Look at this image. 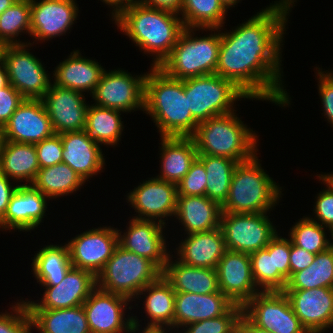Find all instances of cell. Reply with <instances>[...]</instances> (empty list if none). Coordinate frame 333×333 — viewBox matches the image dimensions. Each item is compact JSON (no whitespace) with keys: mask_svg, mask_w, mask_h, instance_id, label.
Masks as SVG:
<instances>
[{"mask_svg":"<svg viewBox=\"0 0 333 333\" xmlns=\"http://www.w3.org/2000/svg\"><path fill=\"white\" fill-rule=\"evenodd\" d=\"M34 145L40 168L62 163L63 145L60 134H54Z\"/></svg>","mask_w":333,"mask_h":333,"instance_id":"bcb514c9","label":"cell"},{"mask_svg":"<svg viewBox=\"0 0 333 333\" xmlns=\"http://www.w3.org/2000/svg\"><path fill=\"white\" fill-rule=\"evenodd\" d=\"M216 270L219 290L236 305L243 307L261 292L252 277L250 254L226 250Z\"/></svg>","mask_w":333,"mask_h":333,"instance_id":"7402d4cb","label":"cell"},{"mask_svg":"<svg viewBox=\"0 0 333 333\" xmlns=\"http://www.w3.org/2000/svg\"><path fill=\"white\" fill-rule=\"evenodd\" d=\"M39 333H91L83 305L63 309H28Z\"/></svg>","mask_w":333,"mask_h":333,"instance_id":"d6a6232c","label":"cell"},{"mask_svg":"<svg viewBox=\"0 0 333 333\" xmlns=\"http://www.w3.org/2000/svg\"><path fill=\"white\" fill-rule=\"evenodd\" d=\"M197 158L207 173L206 197L222 206L229 195L232 175L238 162L214 155H198Z\"/></svg>","mask_w":333,"mask_h":333,"instance_id":"8d00e7d4","label":"cell"},{"mask_svg":"<svg viewBox=\"0 0 333 333\" xmlns=\"http://www.w3.org/2000/svg\"><path fill=\"white\" fill-rule=\"evenodd\" d=\"M326 229L305 215L290 228L288 236L294 245L316 255L330 248Z\"/></svg>","mask_w":333,"mask_h":333,"instance_id":"b9f144b4","label":"cell"},{"mask_svg":"<svg viewBox=\"0 0 333 333\" xmlns=\"http://www.w3.org/2000/svg\"><path fill=\"white\" fill-rule=\"evenodd\" d=\"M188 108L199 124L234 110L236 101L250 98L233 81L217 74L184 79ZM235 104V105H234ZM234 107V108H233Z\"/></svg>","mask_w":333,"mask_h":333,"instance_id":"ba28073f","label":"cell"},{"mask_svg":"<svg viewBox=\"0 0 333 333\" xmlns=\"http://www.w3.org/2000/svg\"><path fill=\"white\" fill-rule=\"evenodd\" d=\"M129 227L123 232L117 229L118 245L152 261L161 271L171 254L163 234L165 225L153 220L131 218Z\"/></svg>","mask_w":333,"mask_h":333,"instance_id":"ac0fdd59","label":"cell"},{"mask_svg":"<svg viewBox=\"0 0 333 333\" xmlns=\"http://www.w3.org/2000/svg\"><path fill=\"white\" fill-rule=\"evenodd\" d=\"M243 314L256 326L272 333H308L283 291L254 295L243 306Z\"/></svg>","mask_w":333,"mask_h":333,"instance_id":"4fadbf2b","label":"cell"},{"mask_svg":"<svg viewBox=\"0 0 333 333\" xmlns=\"http://www.w3.org/2000/svg\"><path fill=\"white\" fill-rule=\"evenodd\" d=\"M72 267L85 269L97 276L118 246L117 228L86 230L67 242Z\"/></svg>","mask_w":333,"mask_h":333,"instance_id":"5bb4252c","label":"cell"},{"mask_svg":"<svg viewBox=\"0 0 333 333\" xmlns=\"http://www.w3.org/2000/svg\"><path fill=\"white\" fill-rule=\"evenodd\" d=\"M17 0H0V15L12 6Z\"/></svg>","mask_w":333,"mask_h":333,"instance_id":"91938a15","label":"cell"},{"mask_svg":"<svg viewBox=\"0 0 333 333\" xmlns=\"http://www.w3.org/2000/svg\"><path fill=\"white\" fill-rule=\"evenodd\" d=\"M221 206L206 196H177L175 213L187 234L220 227Z\"/></svg>","mask_w":333,"mask_h":333,"instance_id":"4dcf8cb0","label":"cell"},{"mask_svg":"<svg viewBox=\"0 0 333 333\" xmlns=\"http://www.w3.org/2000/svg\"><path fill=\"white\" fill-rule=\"evenodd\" d=\"M295 315L308 333L333 327V288L284 289Z\"/></svg>","mask_w":333,"mask_h":333,"instance_id":"e0dca14e","label":"cell"},{"mask_svg":"<svg viewBox=\"0 0 333 333\" xmlns=\"http://www.w3.org/2000/svg\"><path fill=\"white\" fill-rule=\"evenodd\" d=\"M60 135L63 145L62 163L69 165L85 182L105 169L101 145L90 140L85 130Z\"/></svg>","mask_w":333,"mask_h":333,"instance_id":"d4e9b609","label":"cell"},{"mask_svg":"<svg viewBox=\"0 0 333 333\" xmlns=\"http://www.w3.org/2000/svg\"><path fill=\"white\" fill-rule=\"evenodd\" d=\"M139 3L179 14L183 0H138Z\"/></svg>","mask_w":333,"mask_h":333,"instance_id":"db71d44e","label":"cell"},{"mask_svg":"<svg viewBox=\"0 0 333 333\" xmlns=\"http://www.w3.org/2000/svg\"><path fill=\"white\" fill-rule=\"evenodd\" d=\"M175 293L162 275L139 292L133 301L140 300L143 298L140 295H144L143 308L148 315L146 318H150L143 329L173 330Z\"/></svg>","mask_w":333,"mask_h":333,"instance_id":"f546056e","label":"cell"},{"mask_svg":"<svg viewBox=\"0 0 333 333\" xmlns=\"http://www.w3.org/2000/svg\"><path fill=\"white\" fill-rule=\"evenodd\" d=\"M227 9H229L230 7H235V5L238 4V2H240V0H220Z\"/></svg>","mask_w":333,"mask_h":333,"instance_id":"94428289","label":"cell"},{"mask_svg":"<svg viewBox=\"0 0 333 333\" xmlns=\"http://www.w3.org/2000/svg\"><path fill=\"white\" fill-rule=\"evenodd\" d=\"M122 111L89 105L86 114L85 132L88 138L99 145L116 146L124 129Z\"/></svg>","mask_w":333,"mask_h":333,"instance_id":"e575fe53","label":"cell"},{"mask_svg":"<svg viewBox=\"0 0 333 333\" xmlns=\"http://www.w3.org/2000/svg\"><path fill=\"white\" fill-rule=\"evenodd\" d=\"M54 134L42 100L25 99L0 130V141L36 144Z\"/></svg>","mask_w":333,"mask_h":333,"instance_id":"2e32d148","label":"cell"},{"mask_svg":"<svg viewBox=\"0 0 333 333\" xmlns=\"http://www.w3.org/2000/svg\"><path fill=\"white\" fill-rule=\"evenodd\" d=\"M178 15L137 2L121 11L112 21L144 54L153 56L152 66L159 67L170 55L184 29Z\"/></svg>","mask_w":333,"mask_h":333,"instance_id":"7a4b0ae2","label":"cell"},{"mask_svg":"<svg viewBox=\"0 0 333 333\" xmlns=\"http://www.w3.org/2000/svg\"><path fill=\"white\" fill-rule=\"evenodd\" d=\"M25 98L11 85L0 89V130Z\"/></svg>","mask_w":333,"mask_h":333,"instance_id":"c3c4849f","label":"cell"},{"mask_svg":"<svg viewBox=\"0 0 333 333\" xmlns=\"http://www.w3.org/2000/svg\"><path fill=\"white\" fill-rule=\"evenodd\" d=\"M317 178L327 187L316 195L315 205H313L314 219L307 217L330 230L333 227V190L319 176Z\"/></svg>","mask_w":333,"mask_h":333,"instance_id":"7dc6e473","label":"cell"},{"mask_svg":"<svg viewBox=\"0 0 333 333\" xmlns=\"http://www.w3.org/2000/svg\"><path fill=\"white\" fill-rule=\"evenodd\" d=\"M242 314L243 307L234 304L224 315L188 324L181 333H234Z\"/></svg>","mask_w":333,"mask_h":333,"instance_id":"7bdbcfd3","label":"cell"},{"mask_svg":"<svg viewBox=\"0 0 333 333\" xmlns=\"http://www.w3.org/2000/svg\"><path fill=\"white\" fill-rule=\"evenodd\" d=\"M105 70L95 59L85 58L79 50H73L68 58L55 67L51 79L54 77L52 83L57 86L91 95Z\"/></svg>","mask_w":333,"mask_h":333,"instance_id":"4316f807","label":"cell"},{"mask_svg":"<svg viewBox=\"0 0 333 333\" xmlns=\"http://www.w3.org/2000/svg\"><path fill=\"white\" fill-rule=\"evenodd\" d=\"M316 70L318 71L315 73L319 80L318 93L323 104V113L326 116L328 123L333 127V82L324 75L322 69L316 67Z\"/></svg>","mask_w":333,"mask_h":333,"instance_id":"681fc988","label":"cell"},{"mask_svg":"<svg viewBox=\"0 0 333 333\" xmlns=\"http://www.w3.org/2000/svg\"><path fill=\"white\" fill-rule=\"evenodd\" d=\"M10 181L12 180L0 172V219L4 216L11 196L19 186L18 184ZM12 183H14V186Z\"/></svg>","mask_w":333,"mask_h":333,"instance_id":"f5cc1de1","label":"cell"},{"mask_svg":"<svg viewBox=\"0 0 333 333\" xmlns=\"http://www.w3.org/2000/svg\"><path fill=\"white\" fill-rule=\"evenodd\" d=\"M132 190L126 198L138 214L132 218L153 220L166 226V218L175 216L178 196L176 184L152 177L143 180Z\"/></svg>","mask_w":333,"mask_h":333,"instance_id":"9a60e30c","label":"cell"},{"mask_svg":"<svg viewBox=\"0 0 333 333\" xmlns=\"http://www.w3.org/2000/svg\"><path fill=\"white\" fill-rule=\"evenodd\" d=\"M47 200L50 199L32 185H19L0 219V229H18L23 232L34 230L44 221Z\"/></svg>","mask_w":333,"mask_h":333,"instance_id":"603a6c76","label":"cell"},{"mask_svg":"<svg viewBox=\"0 0 333 333\" xmlns=\"http://www.w3.org/2000/svg\"><path fill=\"white\" fill-rule=\"evenodd\" d=\"M3 46L0 44V61H1V52H2Z\"/></svg>","mask_w":333,"mask_h":333,"instance_id":"03108f58","label":"cell"},{"mask_svg":"<svg viewBox=\"0 0 333 333\" xmlns=\"http://www.w3.org/2000/svg\"><path fill=\"white\" fill-rule=\"evenodd\" d=\"M333 190V172L318 175Z\"/></svg>","mask_w":333,"mask_h":333,"instance_id":"680465c9","label":"cell"},{"mask_svg":"<svg viewBox=\"0 0 333 333\" xmlns=\"http://www.w3.org/2000/svg\"><path fill=\"white\" fill-rule=\"evenodd\" d=\"M84 183L69 165L59 163L40 168L31 185L47 198L56 199L76 192Z\"/></svg>","mask_w":333,"mask_h":333,"instance_id":"d590c367","label":"cell"},{"mask_svg":"<svg viewBox=\"0 0 333 333\" xmlns=\"http://www.w3.org/2000/svg\"><path fill=\"white\" fill-rule=\"evenodd\" d=\"M172 257L169 255L162 276L175 292L212 294L220 291L216 269L188 266L178 259L174 262Z\"/></svg>","mask_w":333,"mask_h":333,"instance_id":"83f0119b","label":"cell"},{"mask_svg":"<svg viewBox=\"0 0 333 333\" xmlns=\"http://www.w3.org/2000/svg\"><path fill=\"white\" fill-rule=\"evenodd\" d=\"M32 45L34 42L3 46L1 61L6 67L9 83L25 99L41 100L52 82L41 59L28 51Z\"/></svg>","mask_w":333,"mask_h":333,"instance_id":"9c48e42d","label":"cell"},{"mask_svg":"<svg viewBox=\"0 0 333 333\" xmlns=\"http://www.w3.org/2000/svg\"><path fill=\"white\" fill-rule=\"evenodd\" d=\"M12 305L9 313L0 312V333H32L33 320L24 300Z\"/></svg>","mask_w":333,"mask_h":333,"instance_id":"ee69618b","label":"cell"},{"mask_svg":"<svg viewBox=\"0 0 333 333\" xmlns=\"http://www.w3.org/2000/svg\"><path fill=\"white\" fill-rule=\"evenodd\" d=\"M30 0H17L0 15V44L25 45L30 42L17 40L19 34L31 35Z\"/></svg>","mask_w":333,"mask_h":333,"instance_id":"60d3db41","label":"cell"},{"mask_svg":"<svg viewBox=\"0 0 333 333\" xmlns=\"http://www.w3.org/2000/svg\"><path fill=\"white\" fill-rule=\"evenodd\" d=\"M147 72L133 75L126 70H105L92 99L94 105L124 112H144L145 78ZM135 76V77H134Z\"/></svg>","mask_w":333,"mask_h":333,"instance_id":"7c38bea8","label":"cell"},{"mask_svg":"<svg viewBox=\"0 0 333 333\" xmlns=\"http://www.w3.org/2000/svg\"><path fill=\"white\" fill-rule=\"evenodd\" d=\"M84 95L77 90L51 84L41 100L55 134L85 129L89 104Z\"/></svg>","mask_w":333,"mask_h":333,"instance_id":"d6986e66","label":"cell"},{"mask_svg":"<svg viewBox=\"0 0 333 333\" xmlns=\"http://www.w3.org/2000/svg\"><path fill=\"white\" fill-rule=\"evenodd\" d=\"M160 174L157 178L178 184L190 170L198 151L192 137H161Z\"/></svg>","mask_w":333,"mask_h":333,"instance_id":"f1b7e54d","label":"cell"},{"mask_svg":"<svg viewBox=\"0 0 333 333\" xmlns=\"http://www.w3.org/2000/svg\"><path fill=\"white\" fill-rule=\"evenodd\" d=\"M322 72H325L324 75L330 80L333 82V72L331 71H322Z\"/></svg>","mask_w":333,"mask_h":333,"instance_id":"be15d7a7","label":"cell"},{"mask_svg":"<svg viewBox=\"0 0 333 333\" xmlns=\"http://www.w3.org/2000/svg\"><path fill=\"white\" fill-rule=\"evenodd\" d=\"M185 237L176 248L177 259L188 266L216 269L226 251L221 227Z\"/></svg>","mask_w":333,"mask_h":333,"instance_id":"484cf974","label":"cell"},{"mask_svg":"<svg viewBox=\"0 0 333 333\" xmlns=\"http://www.w3.org/2000/svg\"><path fill=\"white\" fill-rule=\"evenodd\" d=\"M106 5L111 6L113 11L111 12V17L114 19L121 11L134 5L138 0H100Z\"/></svg>","mask_w":333,"mask_h":333,"instance_id":"9f6ffc18","label":"cell"},{"mask_svg":"<svg viewBox=\"0 0 333 333\" xmlns=\"http://www.w3.org/2000/svg\"><path fill=\"white\" fill-rule=\"evenodd\" d=\"M44 287L40 301L24 300L28 309H63L83 305L97 287V279L88 270L71 267L58 285Z\"/></svg>","mask_w":333,"mask_h":333,"instance_id":"ffe728a7","label":"cell"},{"mask_svg":"<svg viewBox=\"0 0 333 333\" xmlns=\"http://www.w3.org/2000/svg\"><path fill=\"white\" fill-rule=\"evenodd\" d=\"M161 275L162 271L152 261L118 245L96 279L98 288L125 296L133 302L145 286Z\"/></svg>","mask_w":333,"mask_h":333,"instance_id":"52a82bcc","label":"cell"},{"mask_svg":"<svg viewBox=\"0 0 333 333\" xmlns=\"http://www.w3.org/2000/svg\"><path fill=\"white\" fill-rule=\"evenodd\" d=\"M9 83V78H8V74L6 71V67L4 66V64L2 63V61H0V89L8 86Z\"/></svg>","mask_w":333,"mask_h":333,"instance_id":"6f0895ef","label":"cell"},{"mask_svg":"<svg viewBox=\"0 0 333 333\" xmlns=\"http://www.w3.org/2000/svg\"><path fill=\"white\" fill-rule=\"evenodd\" d=\"M144 113L152 117L160 137H191L198 123L188 108L184 81L151 66L145 78Z\"/></svg>","mask_w":333,"mask_h":333,"instance_id":"3957f363","label":"cell"},{"mask_svg":"<svg viewBox=\"0 0 333 333\" xmlns=\"http://www.w3.org/2000/svg\"><path fill=\"white\" fill-rule=\"evenodd\" d=\"M256 153L251 159L238 162L231 179L229 195L221 206L228 213H263L274 209L282 197L272 177L261 167Z\"/></svg>","mask_w":333,"mask_h":333,"instance_id":"5b68a950","label":"cell"},{"mask_svg":"<svg viewBox=\"0 0 333 333\" xmlns=\"http://www.w3.org/2000/svg\"><path fill=\"white\" fill-rule=\"evenodd\" d=\"M232 111L199 123L191 136L198 155L227 157L236 162L251 159L258 151V137Z\"/></svg>","mask_w":333,"mask_h":333,"instance_id":"277c9868","label":"cell"},{"mask_svg":"<svg viewBox=\"0 0 333 333\" xmlns=\"http://www.w3.org/2000/svg\"><path fill=\"white\" fill-rule=\"evenodd\" d=\"M236 333H272V332L256 326L244 314H242L236 326Z\"/></svg>","mask_w":333,"mask_h":333,"instance_id":"11a10c76","label":"cell"},{"mask_svg":"<svg viewBox=\"0 0 333 333\" xmlns=\"http://www.w3.org/2000/svg\"><path fill=\"white\" fill-rule=\"evenodd\" d=\"M329 231H328V233H330V235H331L330 241H332L333 240V227ZM330 247L333 249V241L330 242Z\"/></svg>","mask_w":333,"mask_h":333,"instance_id":"e7e4bbea","label":"cell"},{"mask_svg":"<svg viewBox=\"0 0 333 333\" xmlns=\"http://www.w3.org/2000/svg\"><path fill=\"white\" fill-rule=\"evenodd\" d=\"M333 288V249L317 253L314 261L305 269L294 273L285 289Z\"/></svg>","mask_w":333,"mask_h":333,"instance_id":"ab89813d","label":"cell"},{"mask_svg":"<svg viewBox=\"0 0 333 333\" xmlns=\"http://www.w3.org/2000/svg\"><path fill=\"white\" fill-rule=\"evenodd\" d=\"M33 277L41 286H56L72 267L67 243L50 244L40 248L32 259Z\"/></svg>","mask_w":333,"mask_h":333,"instance_id":"836d02e7","label":"cell"},{"mask_svg":"<svg viewBox=\"0 0 333 333\" xmlns=\"http://www.w3.org/2000/svg\"><path fill=\"white\" fill-rule=\"evenodd\" d=\"M228 9L220 0H183L179 15L184 28L224 27Z\"/></svg>","mask_w":333,"mask_h":333,"instance_id":"74e56055","label":"cell"},{"mask_svg":"<svg viewBox=\"0 0 333 333\" xmlns=\"http://www.w3.org/2000/svg\"><path fill=\"white\" fill-rule=\"evenodd\" d=\"M274 237V261L275 269H278L287 279L290 278V238Z\"/></svg>","mask_w":333,"mask_h":333,"instance_id":"f907efd6","label":"cell"},{"mask_svg":"<svg viewBox=\"0 0 333 333\" xmlns=\"http://www.w3.org/2000/svg\"><path fill=\"white\" fill-rule=\"evenodd\" d=\"M199 30H208L211 34L195 37ZM218 30L219 28H184L170 55L159 68L170 77L180 80L215 74L221 44V30Z\"/></svg>","mask_w":333,"mask_h":333,"instance_id":"8992f818","label":"cell"},{"mask_svg":"<svg viewBox=\"0 0 333 333\" xmlns=\"http://www.w3.org/2000/svg\"><path fill=\"white\" fill-rule=\"evenodd\" d=\"M76 0H30L31 35L34 42L66 35L78 17Z\"/></svg>","mask_w":333,"mask_h":333,"instance_id":"44dd1931","label":"cell"},{"mask_svg":"<svg viewBox=\"0 0 333 333\" xmlns=\"http://www.w3.org/2000/svg\"><path fill=\"white\" fill-rule=\"evenodd\" d=\"M294 2L274 1L234 30L221 31L215 74L233 81L254 100L290 106L291 97L282 84L281 47Z\"/></svg>","mask_w":333,"mask_h":333,"instance_id":"6da1fadb","label":"cell"},{"mask_svg":"<svg viewBox=\"0 0 333 333\" xmlns=\"http://www.w3.org/2000/svg\"><path fill=\"white\" fill-rule=\"evenodd\" d=\"M141 333H167V330L143 329Z\"/></svg>","mask_w":333,"mask_h":333,"instance_id":"6125c7cd","label":"cell"},{"mask_svg":"<svg viewBox=\"0 0 333 333\" xmlns=\"http://www.w3.org/2000/svg\"><path fill=\"white\" fill-rule=\"evenodd\" d=\"M234 305L221 291L212 294L175 293L173 329L224 315Z\"/></svg>","mask_w":333,"mask_h":333,"instance_id":"cb8c5ba5","label":"cell"},{"mask_svg":"<svg viewBox=\"0 0 333 333\" xmlns=\"http://www.w3.org/2000/svg\"><path fill=\"white\" fill-rule=\"evenodd\" d=\"M131 300L96 287L83 304L91 333H140L137 316L125 317ZM128 307V308H126ZM139 320V321H138Z\"/></svg>","mask_w":333,"mask_h":333,"instance_id":"8fae6325","label":"cell"},{"mask_svg":"<svg viewBox=\"0 0 333 333\" xmlns=\"http://www.w3.org/2000/svg\"><path fill=\"white\" fill-rule=\"evenodd\" d=\"M252 277L261 292L283 291L288 279L275 269L274 238L264 248L250 254Z\"/></svg>","mask_w":333,"mask_h":333,"instance_id":"f35d334b","label":"cell"},{"mask_svg":"<svg viewBox=\"0 0 333 333\" xmlns=\"http://www.w3.org/2000/svg\"><path fill=\"white\" fill-rule=\"evenodd\" d=\"M267 214L221 212L226 250L251 254L264 249L278 234Z\"/></svg>","mask_w":333,"mask_h":333,"instance_id":"30bf717a","label":"cell"},{"mask_svg":"<svg viewBox=\"0 0 333 333\" xmlns=\"http://www.w3.org/2000/svg\"><path fill=\"white\" fill-rule=\"evenodd\" d=\"M315 258V254L306 251L294 245L290 240V277L305 268H307Z\"/></svg>","mask_w":333,"mask_h":333,"instance_id":"816d5d0a","label":"cell"},{"mask_svg":"<svg viewBox=\"0 0 333 333\" xmlns=\"http://www.w3.org/2000/svg\"><path fill=\"white\" fill-rule=\"evenodd\" d=\"M207 173L203 163L196 158L190 170L177 184L178 196H206Z\"/></svg>","mask_w":333,"mask_h":333,"instance_id":"f6af8a7d","label":"cell"},{"mask_svg":"<svg viewBox=\"0 0 333 333\" xmlns=\"http://www.w3.org/2000/svg\"><path fill=\"white\" fill-rule=\"evenodd\" d=\"M39 169L34 144L0 141V172L10 180L18 185H31Z\"/></svg>","mask_w":333,"mask_h":333,"instance_id":"1f68e13d","label":"cell"}]
</instances>
